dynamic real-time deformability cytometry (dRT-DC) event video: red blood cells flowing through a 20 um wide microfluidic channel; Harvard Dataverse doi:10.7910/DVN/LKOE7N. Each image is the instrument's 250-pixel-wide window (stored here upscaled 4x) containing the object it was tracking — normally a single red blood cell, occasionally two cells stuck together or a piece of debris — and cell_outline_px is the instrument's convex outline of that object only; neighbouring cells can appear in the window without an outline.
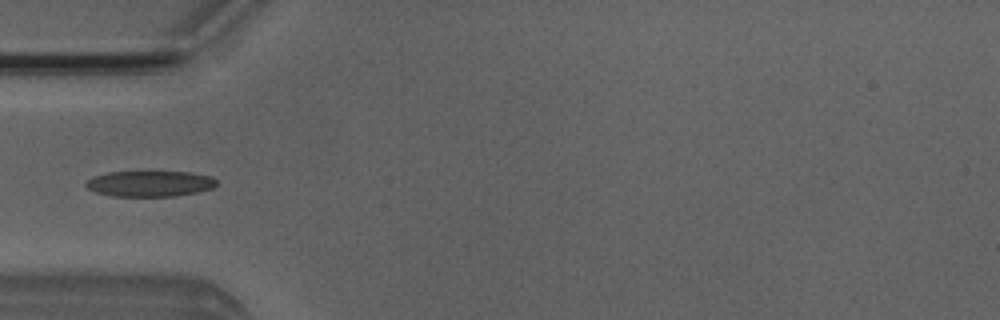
{"species": "Egyptian fruit bat (a non-hibernating species)", "species_latin": "Rousettus aegyptiacus", "temperature_condition": "room temperature", "stored_images_in_passage": 3, "camera_frame_rate_fps": 3000, "um_per_image_px": 0.085, "animal": {"sex": "male"}, "frame": {"image": 1, "passage_image": 3, "time_ms": 0.667, "image_size_px": [1000, 320], "cell_outline_px": [[216, 184], [212, 188], [196, 192], [176, 196], [112, 196], [96, 192], [88, 188], [84, 184], [92, 176], [108, 172], [192, 172], [212, 176], [216, 180]], "centroid_in_image_um": [12.73, 15.6], "position_along_channel_um": 72.3, "area_um2": 19.59}}